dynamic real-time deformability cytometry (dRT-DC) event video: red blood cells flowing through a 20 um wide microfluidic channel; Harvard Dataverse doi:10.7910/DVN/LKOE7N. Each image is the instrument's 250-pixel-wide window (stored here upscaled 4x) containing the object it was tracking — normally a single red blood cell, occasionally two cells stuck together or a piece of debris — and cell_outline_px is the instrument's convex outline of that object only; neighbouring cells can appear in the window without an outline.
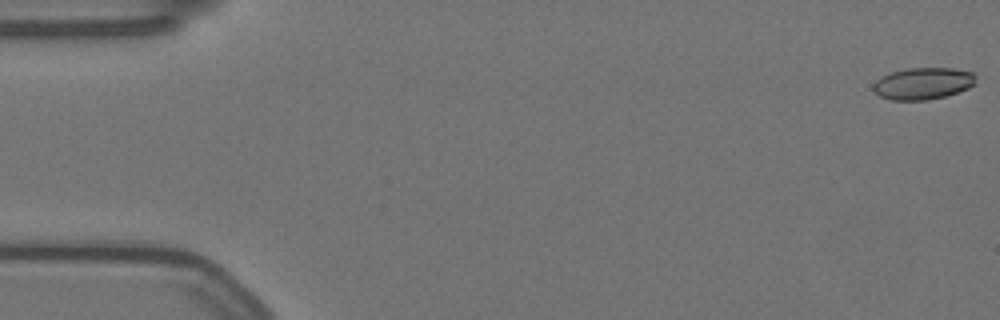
{"species": "Egyptian fruit bat (a non-hibernating species)", "species_latin": "Rousettus aegyptiacus", "temperature_condition": "warm", "stored_images_in_passage": 58, "camera_frame_rate_fps": 3000, "um_per_image_px": 0.085, "animal": {"sex": "female"}, "frame": {"image": 1, "passage_image": 1, "time_ms": 0.0, "image_size_px": [1000, 320], "cell_outline_px": [[976, 84], [968, 88], [944, 96], [928, 100], [892, 100], [880, 96], [872, 92], [872, 84], [880, 76], [892, 72], [908, 68], [952, 68], [972, 72], [976, 76]], "centroid_in_image_um": [78.42, 7.09], "position_along_channel_um": 6.6, "area_um2": 19.19}}
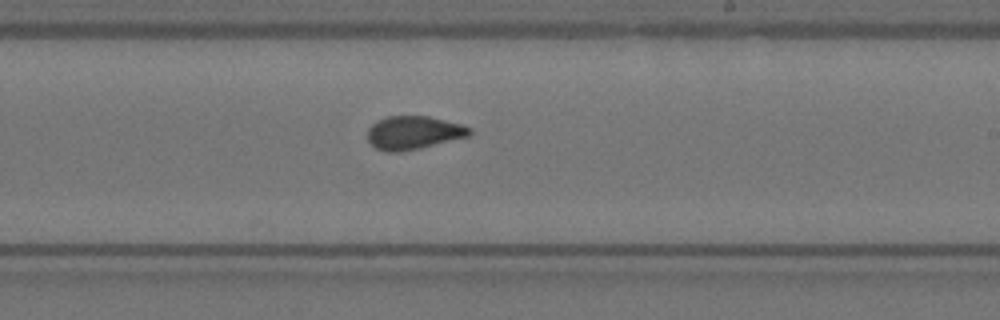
{"frame": {"image": 2, "passage_image": 34, "time_ms": 11.0, "image_size_px": [1000, 320], "cell_outline_px": [[472, 132], [468, 136], [420, 148], [400, 152], [388, 152], [376, 148], [368, 140], [368, 128], [376, 120], [384, 116], [428, 116], [460, 124], [472, 128]], "centroid_in_image_um": [35.12, 11.27], "position_along_channel_um": 253.9, "area_um2": 19.77}}
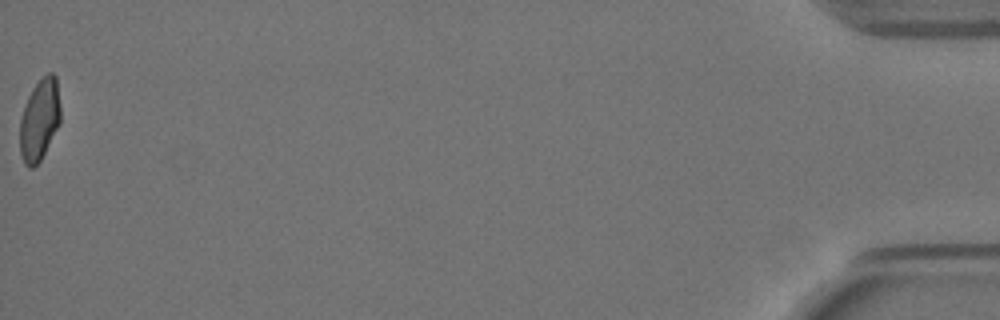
{"frame": {"image": 3, "passage_image": 58, "time_ms": 19.0, "image_size_px": [1000, 320], "cell_outline_px": [[60, 120], [40, 160], [32, 168], [28, 168], [24, 164], [20, 152], [20, 120], [28, 96], [32, 88], [48, 72], [52, 72], [56, 76], [60, 108]], "centroid_in_image_um": [3.34, 10.17], "position_along_channel_um": 431.9, "area_um2": 18.9}, "authors_computed_cell_mechanics": {"area_um2": 19.7387, "velocity_mm_per_s": 3.5191, "shape_relaxation_time_tau1_ms": 10.0961, "shape_relaxation_time_tau2_ms": 1.0561, "deformation_change_tau1": 0.1975, "deformation_change_tau2": 0.0551}}